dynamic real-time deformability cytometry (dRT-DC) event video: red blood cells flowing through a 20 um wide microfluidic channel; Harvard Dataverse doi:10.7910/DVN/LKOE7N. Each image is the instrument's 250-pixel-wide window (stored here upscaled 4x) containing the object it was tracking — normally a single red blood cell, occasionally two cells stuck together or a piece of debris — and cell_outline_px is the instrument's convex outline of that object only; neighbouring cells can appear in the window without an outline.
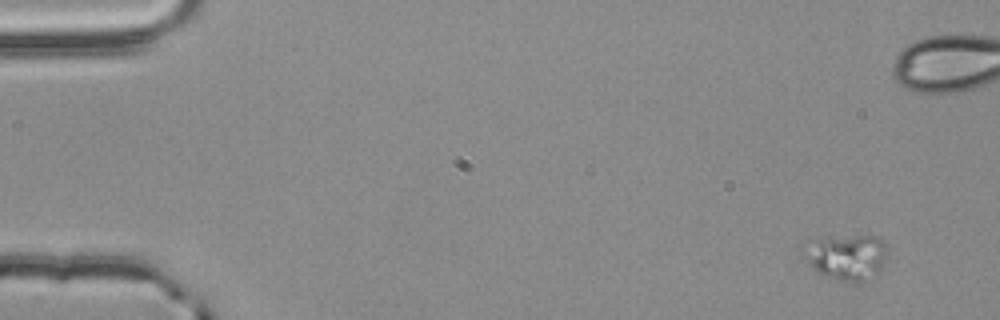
{"species": "common noctule bat (a hibernating species)", "species_latin": "Nyctalus noctula", "temperature_condition": "room temperature", "stored_images_in_passage": 5, "camera_frame_rate_fps": 3000, "um_per_image_px": 0.085, "animal": {"sex": "male", "body_mass_g": 20.4}, "frame": {"image": 1, "passage_image": 1, "time_ms": 0.0, "image_size_px": [1000, 320], "cell_outline_px": [[884, 260], [880, 272], [872, 280], [836, 280], [820, 272], [804, 260], [800, 256], [800, 244], [812, 236], [876, 236], [884, 244]], "centroid_in_image_um": [71.81, 21.79], "position_along_channel_um": 13.2, "area_um2": 22.77}}
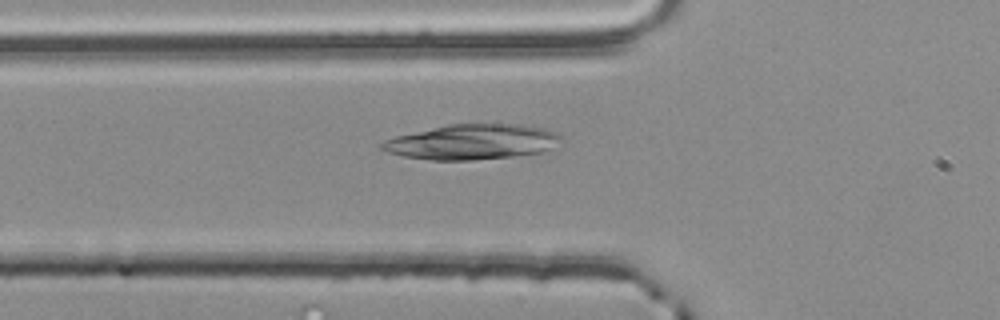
{"frame": {"image": 2, "passage_image": 5, "time_ms": 1.333, "image_size_px": [1000, 320], "cell_outline_px": [[564, 140], [552, 148], [540, 152], [512, 156], [472, 160], [428, 160], [404, 156], [388, 152], [380, 148], [380, 144], [384, 140], [396, 136], [448, 124], [524, 124], [544, 128], [556, 132]], "centroid_in_image_um": [40.16, 12.06], "position_along_channel_um": 85.6, "area_um2": 36.7}}